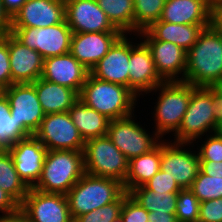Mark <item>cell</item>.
I'll return each instance as SVG.
<instances>
[{
  "mask_svg": "<svg viewBox=\"0 0 222 222\" xmlns=\"http://www.w3.org/2000/svg\"><path fill=\"white\" fill-rule=\"evenodd\" d=\"M89 73L71 53H67L44 59L41 78L67 86L80 94Z\"/></svg>",
  "mask_w": 222,
  "mask_h": 222,
  "instance_id": "cell-21",
  "label": "cell"
},
{
  "mask_svg": "<svg viewBox=\"0 0 222 222\" xmlns=\"http://www.w3.org/2000/svg\"><path fill=\"white\" fill-rule=\"evenodd\" d=\"M34 136L49 150L83 151L85 141L69 112L45 114Z\"/></svg>",
  "mask_w": 222,
  "mask_h": 222,
  "instance_id": "cell-10",
  "label": "cell"
},
{
  "mask_svg": "<svg viewBox=\"0 0 222 222\" xmlns=\"http://www.w3.org/2000/svg\"><path fill=\"white\" fill-rule=\"evenodd\" d=\"M222 3V0H210V5Z\"/></svg>",
  "mask_w": 222,
  "mask_h": 222,
  "instance_id": "cell-49",
  "label": "cell"
},
{
  "mask_svg": "<svg viewBox=\"0 0 222 222\" xmlns=\"http://www.w3.org/2000/svg\"><path fill=\"white\" fill-rule=\"evenodd\" d=\"M111 222H124L123 218L120 216H118L116 219H114L113 221Z\"/></svg>",
  "mask_w": 222,
  "mask_h": 222,
  "instance_id": "cell-50",
  "label": "cell"
},
{
  "mask_svg": "<svg viewBox=\"0 0 222 222\" xmlns=\"http://www.w3.org/2000/svg\"><path fill=\"white\" fill-rule=\"evenodd\" d=\"M7 150L20 178L33 188L40 179L47 148L33 135L17 141Z\"/></svg>",
  "mask_w": 222,
  "mask_h": 222,
  "instance_id": "cell-16",
  "label": "cell"
},
{
  "mask_svg": "<svg viewBox=\"0 0 222 222\" xmlns=\"http://www.w3.org/2000/svg\"><path fill=\"white\" fill-rule=\"evenodd\" d=\"M20 210V204L0 187V211L10 215Z\"/></svg>",
  "mask_w": 222,
  "mask_h": 222,
  "instance_id": "cell-41",
  "label": "cell"
},
{
  "mask_svg": "<svg viewBox=\"0 0 222 222\" xmlns=\"http://www.w3.org/2000/svg\"><path fill=\"white\" fill-rule=\"evenodd\" d=\"M65 15L73 33L121 32L108 20L96 0H65Z\"/></svg>",
  "mask_w": 222,
  "mask_h": 222,
  "instance_id": "cell-15",
  "label": "cell"
},
{
  "mask_svg": "<svg viewBox=\"0 0 222 222\" xmlns=\"http://www.w3.org/2000/svg\"><path fill=\"white\" fill-rule=\"evenodd\" d=\"M8 50L12 84L33 83L41 78L44 59L36 50L21 43L11 32L8 33Z\"/></svg>",
  "mask_w": 222,
  "mask_h": 222,
  "instance_id": "cell-22",
  "label": "cell"
},
{
  "mask_svg": "<svg viewBox=\"0 0 222 222\" xmlns=\"http://www.w3.org/2000/svg\"><path fill=\"white\" fill-rule=\"evenodd\" d=\"M218 96L216 87L195 86L192 89L187 110L178 131L174 133V142L191 145L204 133L220 130V123L217 120Z\"/></svg>",
  "mask_w": 222,
  "mask_h": 222,
  "instance_id": "cell-2",
  "label": "cell"
},
{
  "mask_svg": "<svg viewBox=\"0 0 222 222\" xmlns=\"http://www.w3.org/2000/svg\"><path fill=\"white\" fill-rule=\"evenodd\" d=\"M12 85L11 68L8 50V34L0 36V90Z\"/></svg>",
  "mask_w": 222,
  "mask_h": 222,
  "instance_id": "cell-37",
  "label": "cell"
},
{
  "mask_svg": "<svg viewBox=\"0 0 222 222\" xmlns=\"http://www.w3.org/2000/svg\"><path fill=\"white\" fill-rule=\"evenodd\" d=\"M184 145L186 143H167L161 140L160 169L174 178L182 189L191 187L200 169L198 152L187 151L183 149Z\"/></svg>",
  "mask_w": 222,
  "mask_h": 222,
  "instance_id": "cell-13",
  "label": "cell"
},
{
  "mask_svg": "<svg viewBox=\"0 0 222 222\" xmlns=\"http://www.w3.org/2000/svg\"><path fill=\"white\" fill-rule=\"evenodd\" d=\"M11 33L43 59L70 53L72 30L66 20L48 27H11Z\"/></svg>",
  "mask_w": 222,
  "mask_h": 222,
  "instance_id": "cell-8",
  "label": "cell"
},
{
  "mask_svg": "<svg viewBox=\"0 0 222 222\" xmlns=\"http://www.w3.org/2000/svg\"><path fill=\"white\" fill-rule=\"evenodd\" d=\"M218 91V97L216 98V102L218 103V114L217 120L220 123V130L222 132V85L216 87Z\"/></svg>",
  "mask_w": 222,
  "mask_h": 222,
  "instance_id": "cell-48",
  "label": "cell"
},
{
  "mask_svg": "<svg viewBox=\"0 0 222 222\" xmlns=\"http://www.w3.org/2000/svg\"><path fill=\"white\" fill-rule=\"evenodd\" d=\"M30 137L17 124L14 116L10 114V103L3 92H0V145L6 150L12 147L17 141Z\"/></svg>",
  "mask_w": 222,
  "mask_h": 222,
  "instance_id": "cell-31",
  "label": "cell"
},
{
  "mask_svg": "<svg viewBox=\"0 0 222 222\" xmlns=\"http://www.w3.org/2000/svg\"><path fill=\"white\" fill-rule=\"evenodd\" d=\"M20 210L32 222H74L66 195L30 188Z\"/></svg>",
  "mask_w": 222,
  "mask_h": 222,
  "instance_id": "cell-12",
  "label": "cell"
},
{
  "mask_svg": "<svg viewBox=\"0 0 222 222\" xmlns=\"http://www.w3.org/2000/svg\"><path fill=\"white\" fill-rule=\"evenodd\" d=\"M160 166L161 142L150 152L129 161L128 174L123 183L124 190L128 193L135 187L143 186L161 170Z\"/></svg>",
  "mask_w": 222,
  "mask_h": 222,
  "instance_id": "cell-27",
  "label": "cell"
},
{
  "mask_svg": "<svg viewBox=\"0 0 222 222\" xmlns=\"http://www.w3.org/2000/svg\"><path fill=\"white\" fill-rule=\"evenodd\" d=\"M27 0H2L4 10L12 19Z\"/></svg>",
  "mask_w": 222,
  "mask_h": 222,
  "instance_id": "cell-44",
  "label": "cell"
},
{
  "mask_svg": "<svg viewBox=\"0 0 222 222\" xmlns=\"http://www.w3.org/2000/svg\"><path fill=\"white\" fill-rule=\"evenodd\" d=\"M83 155L85 173L125 182L129 160L107 135L85 141Z\"/></svg>",
  "mask_w": 222,
  "mask_h": 222,
  "instance_id": "cell-7",
  "label": "cell"
},
{
  "mask_svg": "<svg viewBox=\"0 0 222 222\" xmlns=\"http://www.w3.org/2000/svg\"><path fill=\"white\" fill-rule=\"evenodd\" d=\"M129 194L125 191L115 202H111L99 209L92 210L77 217L74 222H111L120 216L124 199Z\"/></svg>",
  "mask_w": 222,
  "mask_h": 222,
  "instance_id": "cell-35",
  "label": "cell"
},
{
  "mask_svg": "<svg viewBox=\"0 0 222 222\" xmlns=\"http://www.w3.org/2000/svg\"><path fill=\"white\" fill-rule=\"evenodd\" d=\"M200 201L189 188L178 192L176 212L178 222H198Z\"/></svg>",
  "mask_w": 222,
  "mask_h": 222,
  "instance_id": "cell-34",
  "label": "cell"
},
{
  "mask_svg": "<svg viewBox=\"0 0 222 222\" xmlns=\"http://www.w3.org/2000/svg\"><path fill=\"white\" fill-rule=\"evenodd\" d=\"M141 207L148 212L175 214L178 192H154L144 185L128 192Z\"/></svg>",
  "mask_w": 222,
  "mask_h": 222,
  "instance_id": "cell-28",
  "label": "cell"
},
{
  "mask_svg": "<svg viewBox=\"0 0 222 222\" xmlns=\"http://www.w3.org/2000/svg\"><path fill=\"white\" fill-rule=\"evenodd\" d=\"M0 187L19 204L23 202L30 189L18 175L8 150L0 154Z\"/></svg>",
  "mask_w": 222,
  "mask_h": 222,
  "instance_id": "cell-30",
  "label": "cell"
},
{
  "mask_svg": "<svg viewBox=\"0 0 222 222\" xmlns=\"http://www.w3.org/2000/svg\"><path fill=\"white\" fill-rule=\"evenodd\" d=\"M194 87L183 81H164L153 89L161 92L153 116L156 121L154 135L162 139L163 134L178 131Z\"/></svg>",
  "mask_w": 222,
  "mask_h": 222,
  "instance_id": "cell-6",
  "label": "cell"
},
{
  "mask_svg": "<svg viewBox=\"0 0 222 222\" xmlns=\"http://www.w3.org/2000/svg\"><path fill=\"white\" fill-rule=\"evenodd\" d=\"M198 222H222V198L200 202Z\"/></svg>",
  "mask_w": 222,
  "mask_h": 222,
  "instance_id": "cell-40",
  "label": "cell"
},
{
  "mask_svg": "<svg viewBox=\"0 0 222 222\" xmlns=\"http://www.w3.org/2000/svg\"><path fill=\"white\" fill-rule=\"evenodd\" d=\"M189 189L200 202L222 198V177L208 176L199 170Z\"/></svg>",
  "mask_w": 222,
  "mask_h": 222,
  "instance_id": "cell-33",
  "label": "cell"
},
{
  "mask_svg": "<svg viewBox=\"0 0 222 222\" xmlns=\"http://www.w3.org/2000/svg\"><path fill=\"white\" fill-rule=\"evenodd\" d=\"M183 82L205 87L222 85V36L212 25L203 29L187 51Z\"/></svg>",
  "mask_w": 222,
  "mask_h": 222,
  "instance_id": "cell-1",
  "label": "cell"
},
{
  "mask_svg": "<svg viewBox=\"0 0 222 222\" xmlns=\"http://www.w3.org/2000/svg\"><path fill=\"white\" fill-rule=\"evenodd\" d=\"M84 174L83 151L49 150L45 155L40 179L33 188L66 195Z\"/></svg>",
  "mask_w": 222,
  "mask_h": 222,
  "instance_id": "cell-4",
  "label": "cell"
},
{
  "mask_svg": "<svg viewBox=\"0 0 222 222\" xmlns=\"http://www.w3.org/2000/svg\"><path fill=\"white\" fill-rule=\"evenodd\" d=\"M134 33L146 30L160 19L165 0H133Z\"/></svg>",
  "mask_w": 222,
  "mask_h": 222,
  "instance_id": "cell-32",
  "label": "cell"
},
{
  "mask_svg": "<svg viewBox=\"0 0 222 222\" xmlns=\"http://www.w3.org/2000/svg\"><path fill=\"white\" fill-rule=\"evenodd\" d=\"M132 115L134 114L110 120L107 133L113 144L129 161L150 152L161 142V137L149 135L141 125L132 119L134 117Z\"/></svg>",
  "mask_w": 222,
  "mask_h": 222,
  "instance_id": "cell-9",
  "label": "cell"
},
{
  "mask_svg": "<svg viewBox=\"0 0 222 222\" xmlns=\"http://www.w3.org/2000/svg\"><path fill=\"white\" fill-rule=\"evenodd\" d=\"M4 150H6V149H5L3 146L0 145V154H1Z\"/></svg>",
  "mask_w": 222,
  "mask_h": 222,
  "instance_id": "cell-51",
  "label": "cell"
},
{
  "mask_svg": "<svg viewBox=\"0 0 222 222\" xmlns=\"http://www.w3.org/2000/svg\"><path fill=\"white\" fill-rule=\"evenodd\" d=\"M68 112L84 141L107 135L110 119L82 100L78 99Z\"/></svg>",
  "mask_w": 222,
  "mask_h": 222,
  "instance_id": "cell-26",
  "label": "cell"
},
{
  "mask_svg": "<svg viewBox=\"0 0 222 222\" xmlns=\"http://www.w3.org/2000/svg\"><path fill=\"white\" fill-rule=\"evenodd\" d=\"M2 92L10 103L11 116L29 136H33L45 117L34 84L14 83Z\"/></svg>",
  "mask_w": 222,
  "mask_h": 222,
  "instance_id": "cell-11",
  "label": "cell"
},
{
  "mask_svg": "<svg viewBox=\"0 0 222 222\" xmlns=\"http://www.w3.org/2000/svg\"><path fill=\"white\" fill-rule=\"evenodd\" d=\"M124 192L123 184L118 180L85 173L66 194L70 214L75 220L82 214L115 202Z\"/></svg>",
  "mask_w": 222,
  "mask_h": 222,
  "instance_id": "cell-5",
  "label": "cell"
},
{
  "mask_svg": "<svg viewBox=\"0 0 222 222\" xmlns=\"http://www.w3.org/2000/svg\"><path fill=\"white\" fill-rule=\"evenodd\" d=\"M211 25L222 36V3L211 5Z\"/></svg>",
  "mask_w": 222,
  "mask_h": 222,
  "instance_id": "cell-43",
  "label": "cell"
},
{
  "mask_svg": "<svg viewBox=\"0 0 222 222\" xmlns=\"http://www.w3.org/2000/svg\"><path fill=\"white\" fill-rule=\"evenodd\" d=\"M130 42L123 34L107 54L92 68L90 74L99 80L129 88Z\"/></svg>",
  "mask_w": 222,
  "mask_h": 222,
  "instance_id": "cell-20",
  "label": "cell"
},
{
  "mask_svg": "<svg viewBox=\"0 0 222 222\" xmlns=\"http://www.w3.org/2000/svg\"><path fill=\"white\" fill-rule=\"evenodd\" d=\"M79 99L108 119L114 120L133 114L137 96L128 87L99 80L89 73Z\"/></svg>",
  "mask_w": 222,
  "mask_h": 222,
  "instance_id": "cell-3",
  "label": "cell"
},
{
  "mask_svg": "<svg viewBox=\"0 0 222 222\" xmlns=\"http://www.w3.org/2000/svg\"><path fill=\"white\" fill-rule=\"evenodd\" d=\"M120 215L124 222H148V211L129 195L124 199Z\"/></svg>",
  "mask_w": 222,
  "mask_h": 222,
  "instance_id": "cell-38",
  "label": "cell"
},
{
  "mask_svg": "<svg viewBox=\"0 0 222 222\" xmlns=\"http://www.w3.org/2000/svg\"><path fill=\"white\" fill-rule=\"evenodd\" d=\"M11 32V18L6 13L0 0V36H4Z\"/></svg>",
  "mask_w": 222,
  "mask_h": 222,
  "instance_id": "cell-45",
  "label": "cell"
},
{
  "mask_svg": "<svg viewBox=\"0 0 222 222\" xmlns=\"http://www.w3.org/2000/svg\"><path fill=\"white\" fill-rule=\"evenodd\" d=\"M112 25L123 34L134 32L133 0H96Z\"/></svg>",
  "mask_w": 222,
  "mask_h": 222,
  "instance_id": "cell-29",
  "label": "cell"
},
{
  "mask_svg": "<svg viewBox=\"0 0 222 222\" xmlns=\"http://www.w3.org/2000/svg\"><path fill=\"white\" fill-rule=\"evenodd\" d=\"M0 222H32L21 210L10 215H0Z\"/></svg>",
  "mask_w": 222,
  "mask_h": 222,
  "instance_id": "cell-47",
  "label": "cell"
},
{
  "mask_svg": "<svg viewBox=\"0 0 222 222\" xmlns=\"http://www.w3.org/2000/svg\"><path fill=\"white\" fill-rule=\"evenodd\" d=\"M148 222H178L175 214L148 212Z\"/></svg>",
  "mask_w": 222,
  "mask_h": 222,
  "instance_id": "cell-46",
  "label": "cell"
},
{
  "mask_svg": "<svg viewBox=\"0 0 222 222\" xmlns=\"http://www.w3.org/2000/svg\"><path fill=\"white\" fill-rule=\"evenodd\" d=\"M158 21L176 24H211L210 0H165Z\"/></svg>",
  "mask_w": 222,
  "mask_h": 222,
  "instance_id": "cell-23",
  "label": "cell"
},
{
  "mask_svg": "<svg viewBox=\"0 0 222 222\" xmlns=\"http://www.w3.org/2000/svg\"><path fill=\"white\" fill-rule=\"evenodd\" d=\"M65 20V0H27L11 19V27L41 28Z\"/></svg>",
  "mask_w": 222,
  "mask_h": 222,
  "instance_id": "cell-19",
  "label": "cell"
},
{
  "mask_svg": "<svg viewBox=\"0 0 222 222\" xmlns=\"http://www.w3.org/2000/svg\"><path fill=\"white\" fill-rule=\"evenodd\" d=\"M144 186L154 192H179L182 188L167 172L160 170Z\"/></svg>",
  "mask_w": 222,
  "mask_h": 222,
  "instance_id": "cell-39",
  "label": "cell"
},
{
  "mask_svg": "<svg viewBox=\"0 0 222 222\" xmlns=\"http://www.w3.org/2000/svg\"><path fill=\"white\" fill-rule=\"evenodd\" d=\"M122 35V32L73 33L70 53L91 71Z\"/></svg>",
  "mask_w": 222,
  "mask_h": 222,
  "instance_id": "cell-18",
  "label": "cell"
},
{
  "mask_svg": "<svg viewBox=\"0 0 222 222\" xmlns=\"http://www.w3.org/2000/svg\"><path fill=\"white\" fill-rule=\"evenodd\" d=\"M199 170L208 176L222 177V161L214 162L209 160H200Z\"/></svg>",
  "mask_w": 222,
  "mask_h": 222,
  "instance_id": "cell-42",
  "label": "cell"
},
{
  "mask_svg": "<svg viewBox=\"0 0 222 222\" xmlns=\"http://www.w3.org/2000/svg\"><path fill=\"white\" fill-rule=\"evenodd\" d=\"M33 84L45 114L68 112L79 99L75 90L43 78L37 79Z\"/></svg>",
  "mask_w": 222,
  "mask_h": 222,
  "instance_id": "cell-24",
  "label": "cell"
},
{
  "mask_svg": "<svg viewBox=\"0 0 222 222\" xmlns=\"http://www.w3.org/2000/svg\"><path fill=\"white\" fill-rule=\"evenodd\" d=\"M213 135V136H212ZM208 135L205 143L201 145L198 154L200 160H209L214 162L222 161V132L216 131Z\"/></svg>",
  "mask_w": 222,
  "mask_h": 222,
  "instance_id": "cell-36",
  "label": "cell"
},
{
  "mask_svg": "<svg viewBox=\"0 0 222 222\" xmlns=\"http://www.w3.org/2000/svg\"><path fill=\"white\" fill-rule=\"evenodd\" d=\"M138 35H141L142 39L144 37V42L150 48L159 76L164 81H183L187 66V51L172 42L155 40L146 30L140 31ZM179 74L181 78H177Z\"/></svg>",
  "mask_w": 222,
  "mask_h": 222,
  "instance_id": "cell-14",
  "label": "cell"
},
{
  "mask_svg": "<svg viewBox=\"0 0 222 222\" xmlns=\"http://www.w3.org/2000/svg\"><path fill=\"white\" fill-rule=\"evenodd\" d=\"M211 24H174L165 21L153 22L146 31L155 39L172 42L188 51L198 40L204 28Z\"/></svg>",
  "mask_w": 222,
  "mask_h": 222,
  "instance_id": "cell-25",
  "label": "cell"
},
{
  "mask_svg": "<svg viewBox=\"0 0 222 222\" xmlns=\"http://www.w3.org/2000/svg\"><path fill=\"white\" fill-rule=\"evenodd\" d=\"M130 42L129 89L138 97L140 93L153 91L164 80L156 71L152 53L142 41L133 45Z\"/></svg>",
  "mask_w": 222,
  "mask_h": 222,
  "instance_id": "cell-17",
  "label": "cell"
}]
</instances>
